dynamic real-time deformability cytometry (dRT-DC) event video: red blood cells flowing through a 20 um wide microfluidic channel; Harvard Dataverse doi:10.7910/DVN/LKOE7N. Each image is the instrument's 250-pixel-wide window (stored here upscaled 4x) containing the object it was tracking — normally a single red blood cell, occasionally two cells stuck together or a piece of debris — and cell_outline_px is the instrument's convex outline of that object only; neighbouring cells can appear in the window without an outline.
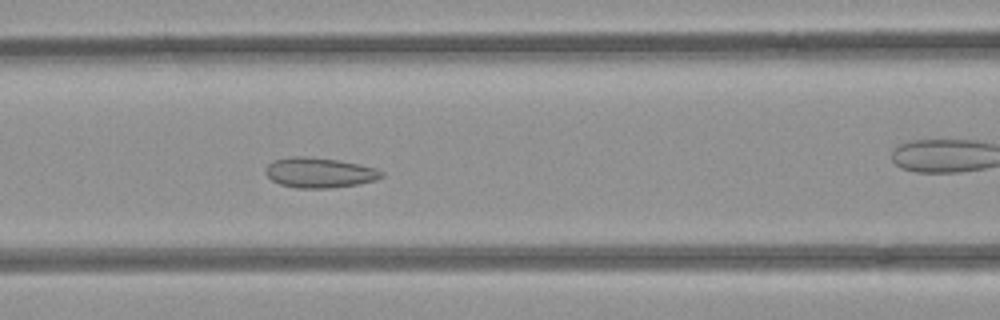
{"species": "common noctule bat (a hibernating species)", "species_latin": "Nyctalus noctula", "temperature_condition": "room temperature", "stored_images_in_passage": 45, "camera_frame_rate_fps": 3000, "um_per_image_px": 0.085, "animal": {"sex": "female", "body_mass_g": 21.9}, "frame": {"image": 1, "passage_image": 14, "time_ms": 4.333, "image_size_px": [1000, 320], "cell_outline_px": [[384, 176], [376, 180], [356, 184], [332, 188], [296, 188], [280, 184], [272, 180], [264, 172], [268, 164], [272, 160], [292, 156], [308, 156], [336, 160], [376, 168], [384, 172]], "centroid_in_image_um": [27.13, 14.67], "position_along_channel_um": 139.5, "area_um2": 20.35}}
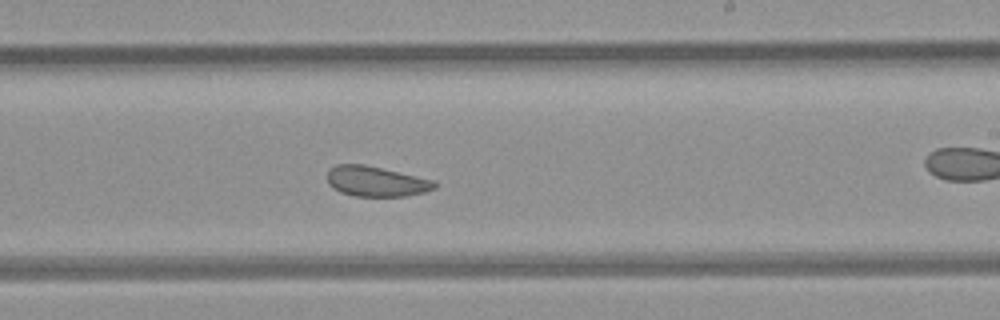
{"frame": {"image": 2, "passage_image": 23, "time_ms": 7.333, "image_size_px": [1000, 320], "cell_outline_px": [[436, 188], [424, 192], [404, 196], [356, 196], [340, 192], [332, 188], [328, 184], [328, 168], [336, 164], [364, 164], [436, 180]], "centroid_in_image_um": [31.96, 15.41], "position_along_channel_um": 257.0, "area_um2": 19.02}}
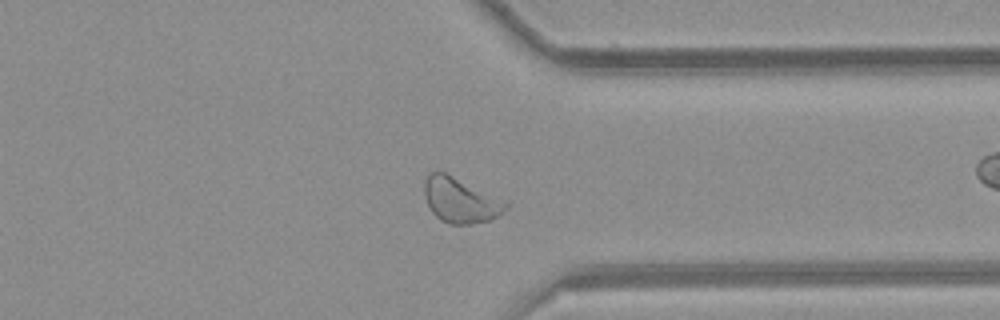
{"frame": {"image": 3, "passage_image": 32, "time_ms": 10.333, "image_size_px": [1000, 320], "cell_outline_px": [[508, 204], [492, 220], [472, 224], [448, 224], [440, 220], [432, 212], [424, 196], [424, 180], [436, 168], [508, 200]], "centroid_in_image_um": [39.13, 16.99], "position_along_channel_um": 372.3, "area_um2": 21.73}, "authors_computed_cell_mechanics": {"area_um2": 21.7328, "velocity_mm_per_s": 3.9348, "shape_relaxation_time_tau1_ms": null, "shape_relaxation_time_tau2_ms": 2.4622, "deformation_change_tau1": null, "deformation_change_tau2": 0.0829}}